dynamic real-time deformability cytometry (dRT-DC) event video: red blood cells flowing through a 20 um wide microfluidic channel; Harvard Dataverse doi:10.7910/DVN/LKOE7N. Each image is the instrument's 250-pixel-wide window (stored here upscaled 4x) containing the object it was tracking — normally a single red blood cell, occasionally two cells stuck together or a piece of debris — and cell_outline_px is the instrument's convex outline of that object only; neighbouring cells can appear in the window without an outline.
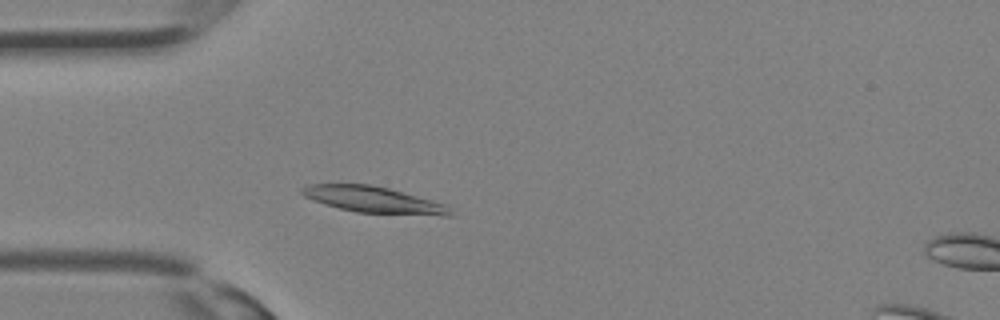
{"species": "Egyptian fruit bat (a non-hibernating species)", "species_latin": "Rousettus aegyptiacus", "temperature_condition": "room temperature", "stored_images_in_passage": 30, "camera_frame_rate_fps": 3000, "um_per_image_px": 0.085, "animal": {"sex": "female"}, "frame": {"image": 1, "passage_image": 7, "time_ms": 2.0, "image_size_px": [1000, 320], "cell_outline_px": [[452, 216], [440, 216], [356, 212], [324, 204], [304, 196], [300, 192], [300, 188], [308, 184], [368, 184], [388, 188], [444, 204], [448, 208]], "centroid_in_image_um": [31.7, 16.98], "position_along_channel_um": 53.3, "area_um2": 22.43}}
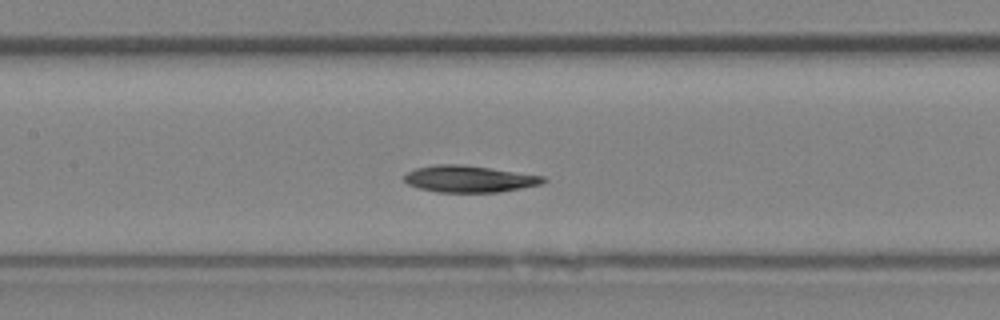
{"frame": {"image": 2, "passage_image": 13, "time_ms": 4.0, "image_size_px": [1000, 320], "cell_outline_px": [[548, 180], [540, 184], [500, 192], [436, 192], [420, 188], [408, 184], [404, 180], [404, 176], [408, 172], [416, 168], [436, 164], [460, 164], [544, 176]], "centroid_in_image_um": [39.87, 15.21], "position_along_channel_um": 167.5, "area_um2": 21.39}}
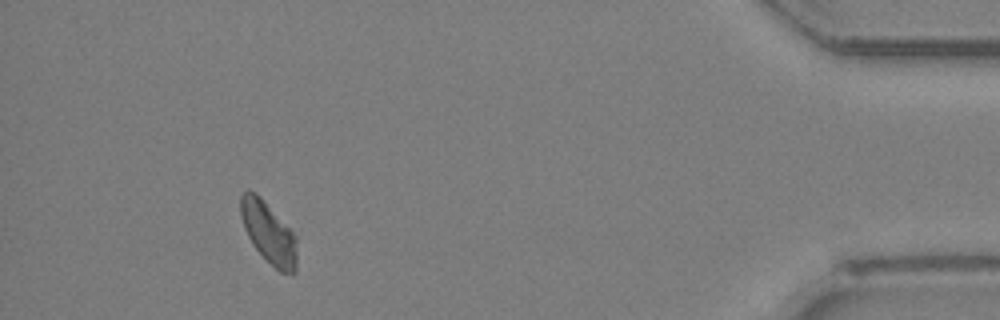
{"frame": {"image": 3, "passage_image": 28, "time_ms": 9.0, "image_size_px": [1000, 320], "cell_outline_px": [[296, 272], [280, 272], [252, 244], [244, 228], [240, 216], [240, 196], [244, 192], [256, 192], [260, 196], [292, 232], [296, 240]], "centroid_in_image_um": [22.8, 19.76], "position_along_channel_um": 412.4, "area_um2": 19.54}}